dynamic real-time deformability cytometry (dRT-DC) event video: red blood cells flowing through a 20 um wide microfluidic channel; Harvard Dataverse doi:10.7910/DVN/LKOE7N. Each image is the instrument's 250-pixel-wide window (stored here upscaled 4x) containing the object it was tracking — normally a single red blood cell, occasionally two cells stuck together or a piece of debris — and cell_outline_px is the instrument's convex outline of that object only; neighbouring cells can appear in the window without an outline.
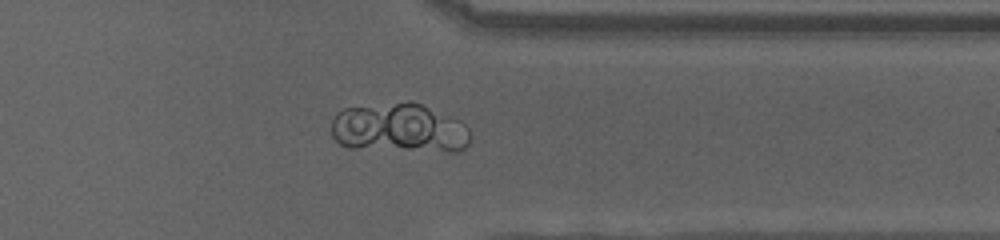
{"species": "human", "species_latin": "Homo sapiens", "temperature_condition": "cold", "stored_images_in_passage": 47, "camera_frame_rate_fps": 3000, "um_per_image_px": 0.085, "donor": {"sex": "female"}, "frame": {"image": 1, "passage_image": 38, "time_ms": 12.333, "image_size_px": [1000, 240], "cell_outline_px": [[468, 144], [464, 148], [456, 152], [448, 152], [348, 148], [340, 144], [332, 136], [332, 120], [336, 112], [344, 108], [408, 100], [412, 100], [460, 120], [468, 128]], "centroid_in_image_um": [33.92, 10.89], "position_along_channel_um": 377.5, "area_um2": 40.58}}
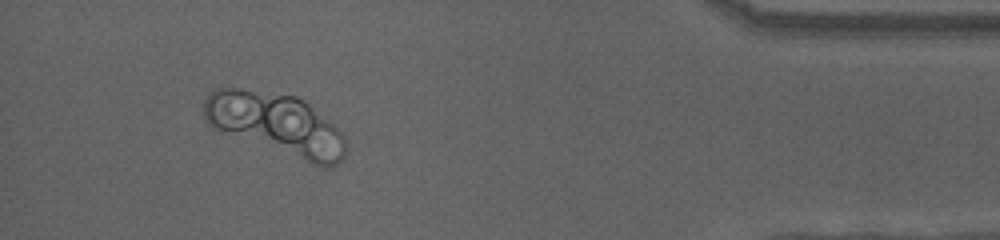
{"frame": {"image": 2, "passage_image": 44, "time_ms": 14.333, "image_size_px": [1000, 240], "cell_outline_px": [[344, 156], [332, 168], [324, 168], [312, 164], [216, 128], [204, 116], [204, 100], [208, 92], [216, 88], [236, 88], [296, 96], [304, 100], [332, 124], [340, 132], [344, 140]], "centroid_in_image_um": [23.48, 10.54], "position_along_channel_um": 411.7, "area_um2": 49.77}}